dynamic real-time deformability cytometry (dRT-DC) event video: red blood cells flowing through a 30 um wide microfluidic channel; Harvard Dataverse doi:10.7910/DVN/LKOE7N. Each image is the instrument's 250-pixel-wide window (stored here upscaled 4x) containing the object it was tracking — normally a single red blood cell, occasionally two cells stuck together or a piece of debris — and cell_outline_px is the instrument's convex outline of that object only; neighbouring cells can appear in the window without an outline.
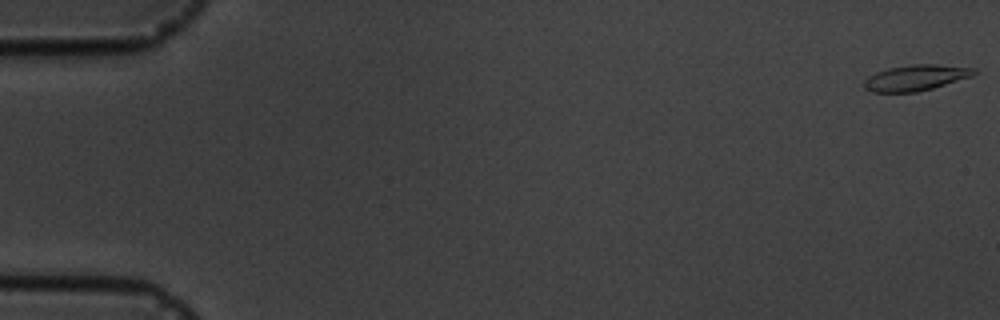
{"species": "common noctule bat (a hibernating species)", "species_latin": "Nyctalus noctula", "temperature_condition": "cold", "stored_images_in_passage": 7, "camera_frame_rate_fps": 3000, "um_per_image_px": 0.085, "animal": {"sex": "male", "body_mass_g": 19.5, "forearm_length_mm": 54.6}, "frame": {"image": 1, "passage_image": 1, "time_ms": 0.0, "image_size_px": [1000, 320], "cell_outline_px": [[976, 72], [972, 76], [932, 88], [916, 92], [872, 92], [864, 88], [864, 80], [868, 76], [876, 72], [888, 68], [912, 64], [936, 64], [976, 68]], "centroid_in_image_um": [77.82, 6.6], "position_along_channel_um": 7.2, "area_um2": 16.47}}
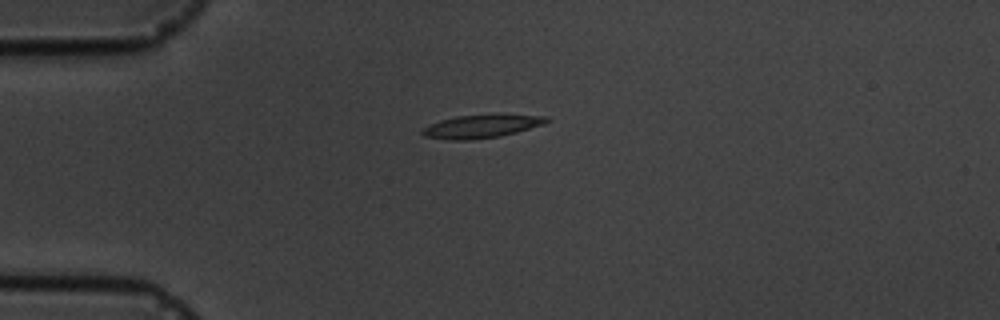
{"frame": {"image": 2, "passage_image": 5, "time_ms": 4.667, "image_size_px": [1000, 320], "cell_outline_px": [[552, 120], [544, 124], [516, 132], [500, 136], [472, 140], [452, 140], [424, 136], [420, 132], [424, 128], [440, 120], [456, 116], [496, 112], [548, 116]], "centroid_in_image_um": [41.02, 10.69], "position_along_channel_um": 44.0, "area_um2": 17.46}}
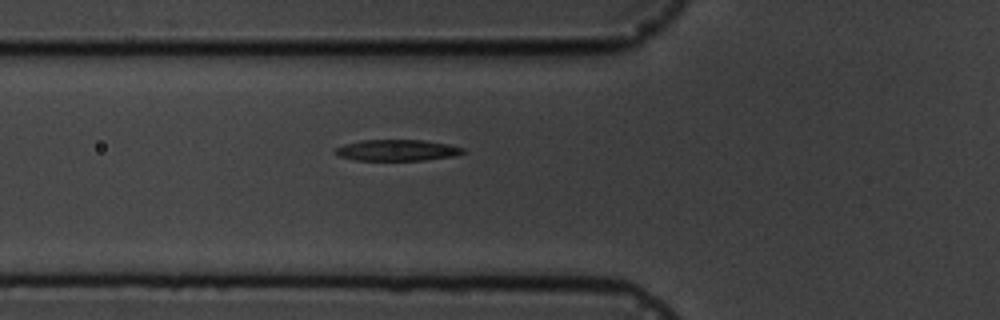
{"frame": {"image": 3, "passage_image": 7, "time_ms": 6.667, "image_size_px": [1000, 320], "cell_outline_px": [[464, 152], [456, 156], [424, 160], [356, 160], [340, 156], [332, 152], [336, 148], [344, 144], [360, 140], [424, 140], [448, 144], [464, 148]], "centroid_in_image_um": [33.75, 12.77], "position_along_channel_um": 92.1, "area_um2": 15.78}}